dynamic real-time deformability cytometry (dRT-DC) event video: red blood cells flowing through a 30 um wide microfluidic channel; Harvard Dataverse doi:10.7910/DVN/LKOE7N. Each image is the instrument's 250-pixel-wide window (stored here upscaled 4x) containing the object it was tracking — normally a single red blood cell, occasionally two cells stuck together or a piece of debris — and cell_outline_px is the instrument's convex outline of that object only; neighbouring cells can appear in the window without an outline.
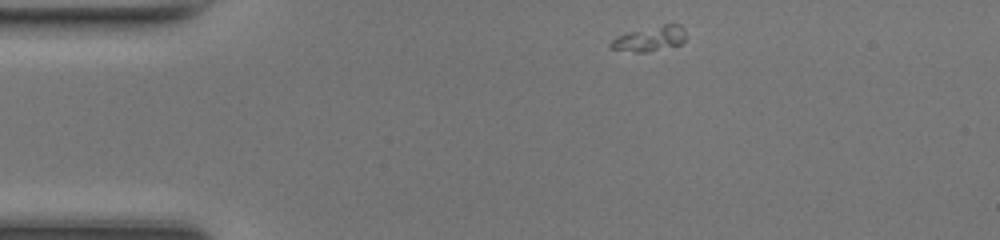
{"species": "common noctule bat (a hibernating species)", "species_latin": "Nyctalus noctula", "temperature_condition": "room temperature", "stored_images_in_passage": 41, "camera_frame_rate_fps": 3000, "um_per_image_px": 0.085, "animal": {"sex": "female", "body_mass_g": 17.0, "forearm_length_mm": 48.0}, "frame": {"image": 1, "passage_image": 1, "time_ms": 0.0, "image_size_px": [1000, 240], "cell_outline_px": [[684, 40], [680, 44], [644, 52], [636, 52], [612, 48], [608, 44], [616, 36], [628, 32], [664, 24], [680, 24], [684, 28]], "centroid_in_image_um": [55.22, 3.27], "position_along_channel_um": 29.8, "area_um2": 10.64}}
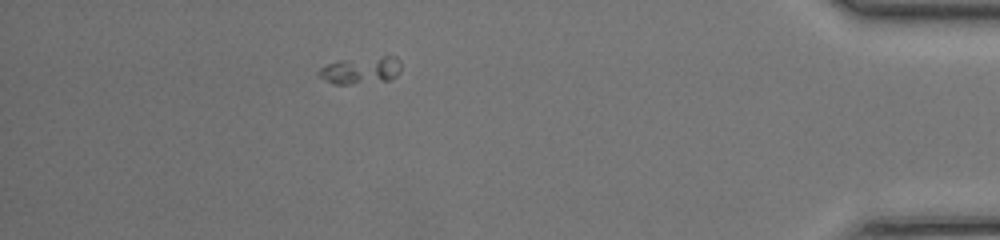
{"frame": {"image": 2, "passage_image": 35, "time_ms": 11.333, "image_size_px": [1000, 240], "cell_outline_px": [[400, 72], [396, 76], [388, 80], [348, 84], [332, 84], [320, 76], [316, 72], [320, 68], [328, 64], [340, 60], [380, 56], [396, 56], [400, 60]], "centroid_in_image_um": [30.69, 5.96], "position_along_channel_um": 404.5, "area_um2": 13.01}}